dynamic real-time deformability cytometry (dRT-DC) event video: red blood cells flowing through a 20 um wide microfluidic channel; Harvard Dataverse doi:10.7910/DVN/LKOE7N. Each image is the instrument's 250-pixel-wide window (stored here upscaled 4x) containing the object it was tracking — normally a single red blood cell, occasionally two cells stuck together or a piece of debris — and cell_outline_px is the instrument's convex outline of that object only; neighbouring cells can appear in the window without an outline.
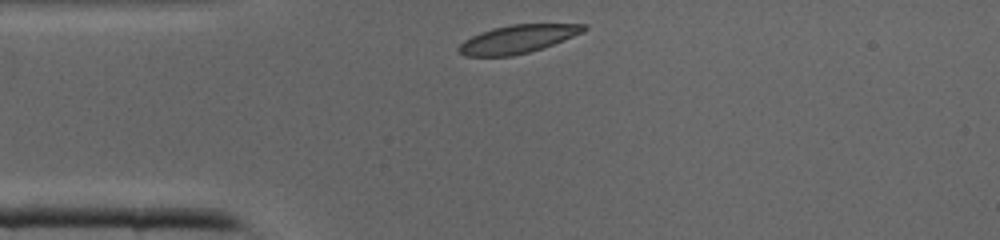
{"species": "common noctule bat (a hibernating species)", "species_latin": "Nyctalus noctula", "temperature_condition": "cold", "stored_images_in_passage": 25, "camera_frame_rate_fps": 3000, "um_per_image_px": 0.085, "animal": {"sex": "male", "body_mass_g": 19.0, "forearm_length_mm": 50.8}, "frame": {"image": 1, "passage_image": 1, "time_ms": 0.0, "image_size_px": [1000, 240], "cell_outline_px": [[588, 28], [584, 32], [564, 40], [528, 52], [512, 56], [464, 56], [456, 48], [464, 40], [480, 32], [492, 28], [512, 24], [588, 24]], "centroid_in_image_um": [44.0, 3.31], "position_along_channel_um": 41.0, "area_um2": 20.46}}
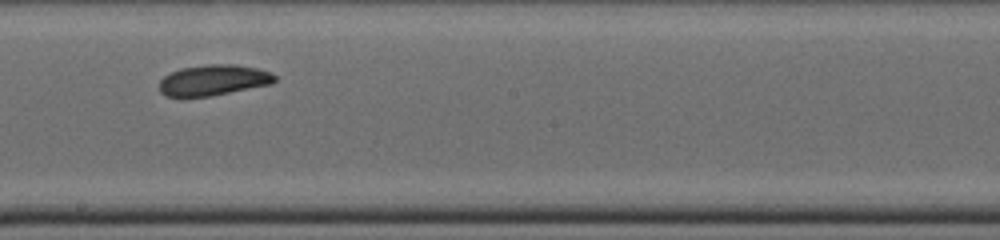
{"frame": {"image": 2, "passage_image": 14, "time_ms": 4.333, "image_size_px": [1000, 240], "cell_outline_px": [[276, 80], [272, 84], [208, 96], [164, 96], [160, 92], [160, 80], [168, 72], [180, 68], [208, 64], [232, 64], [260, 68], [272, 72], [276, 76]], "centroid_in_image_um": [18.15, 6.79], "position_along_channel_um": 230.0, "area_um2": 20.75}}
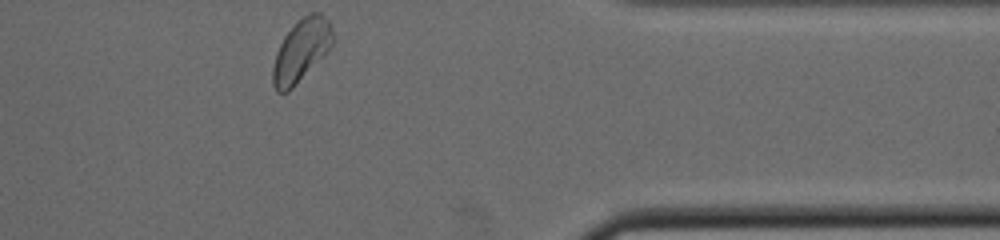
{"frame": {"image": 3, "passage_image": 25, "time_ms": 8.0, "image_size_px": [1000, 240], "cell_outline_px": [[336, 40], [292, 88], [288, 92], [276, 92], [272, 84], [272, 68], [276, 52], [284, 36], [304, 16], [312, 12], [320, 12], [328, 20], [336, 36]], "centroid_in_image_um": [25.6, 4.28], "position_along_channel_um": 385.8, "area_um2": 21.39}}